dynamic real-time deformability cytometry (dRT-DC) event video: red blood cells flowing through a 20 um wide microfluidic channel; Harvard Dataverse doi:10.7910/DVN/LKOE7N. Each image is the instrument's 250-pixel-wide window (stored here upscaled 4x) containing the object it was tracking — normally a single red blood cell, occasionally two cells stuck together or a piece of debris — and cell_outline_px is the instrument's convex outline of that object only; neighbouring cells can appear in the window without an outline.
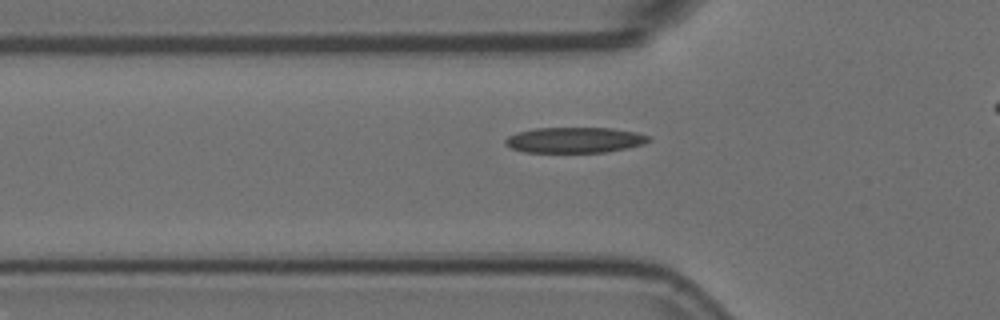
{"species": "Egyptian fruit bat (a non-hibernating species)", "species_latin": "Rousettus aegyptiacus", "temperature_condition": "room temperature", "stored_images_in_passage": 40, "camera_frame_rate_fps": 3000, "um_per_image_px": 0.085, "animal": {"sex": "female"}, "frame": {"image": 1, "passage_image": 8, "time_ms": 2.333, "image_size_px": [1000, 320], "cell_outline_px": [[652, 140], [644, 144], [628, 148], [608, 152], [524, 152], [512, 148], [504, 144], [504, 140], [508, 136], [516, 132], [536, 128], [612, 128], [636, 132], [652, 136]], "centroid_in_image_um": [48.88, 11.9], "position_along_channel_um": 76.9, "area_um2": 21.62}}
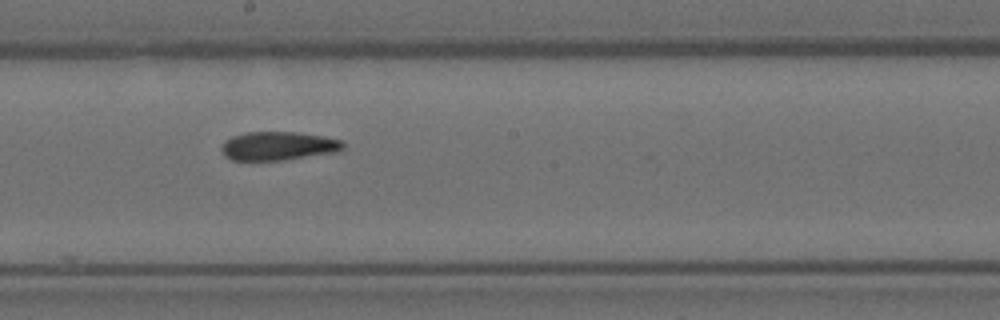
{"frame": {"image": 2, "passage_image": 20, "time_ms": 6.333, "image_size_px": [1000, 320], "cell_outline_px": [[344, 148], [336, 152], [284, 160], [232, 160], [224, 156], [220, 148], [224, 140], [232, 136], [248, 132], [296, 132], [324, 136], [344, 140]], "centroid_in_image_um": [23.65, 12.4], "position_along_channel_um": 224.6, "area_um2": 20.46}}
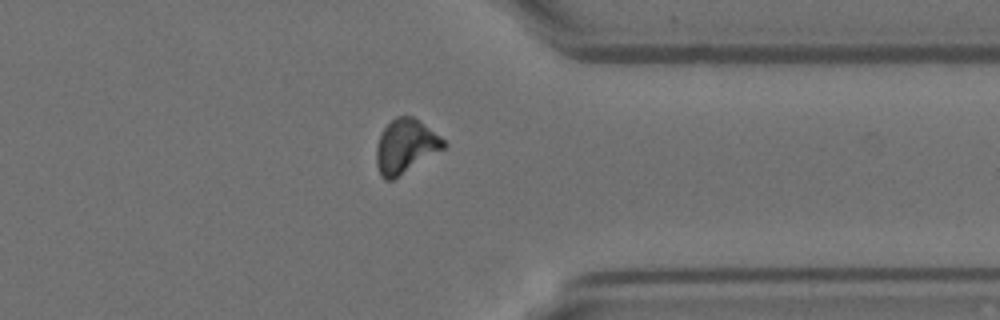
{"frame": {"image": 3, "passage_image": 33, "time_ms": 10.667, "image_size_px": [1000, 320], "cell_outline_px": [[448, 144], [444, 148], [392, 180], [384, 180], [380, 176], [376, 164], [376, 144], [384, 128], [396, 116], [412, 116], [440, 136]], "centroid_in_image_um": [34.44, 12.44], "position_along_channel_um": 377.0, "area_um2": 20.87}, "authors_computed_cell_mechanics": {"area_um2": 21.0392, "velocity_mm_per_s": 3.6628, "shape_relaxation_time_tau1_ms": null, "shape_relaxation_time_tau2_ms": 4.4079, "deformation_change_tau1": null, "deformation_change_tau2": 0.1206}}